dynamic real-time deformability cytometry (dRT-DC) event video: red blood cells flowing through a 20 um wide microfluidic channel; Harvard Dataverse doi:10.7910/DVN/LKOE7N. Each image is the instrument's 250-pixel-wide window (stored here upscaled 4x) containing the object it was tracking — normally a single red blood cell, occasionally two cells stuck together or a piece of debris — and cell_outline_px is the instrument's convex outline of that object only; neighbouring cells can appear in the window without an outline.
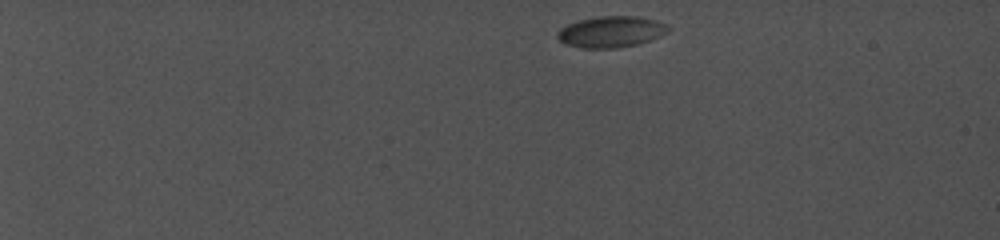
{"species": "common noctule bat (a hibernating species)", "species_latin": "Nyctalus noctula", "temperature_condition": "cold", "stored_images_in_passage": 32, "camera_frame_rate_fps": 5000, "um_per_image_px": 0.085, "animal": {"sex": "female", "body_mass_g": 19.0, "forearm_length_mm": 56.7}, "frame": {"image": 1, "passage_image": 1, "time_ms": 0.0, "image_size_px": [1000, 240], "cell_outline_px": [[672, 28], [668, 32], [660, 36], [640, 44], [616, 48], [580, 48], [564, 44], [556, 36], [556, 32], [560, 28], [568, 24], [580, 20], [596, 16], [640, 16], [656, 20], [668, 24]], "centroid_in_image_um": [51.96, 2.7], "position_along_channel_um": 33.0, "area_um2": 20.52}}
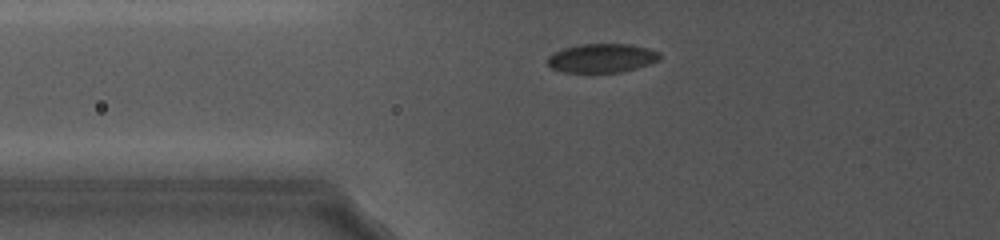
{"frame": {"image": 2, "passage_image": 17, "time_ms": 4.8, "image_size_px": [1000, 240], "cell_outline_px": [[664, 56], [660, 60], [652, 64], [624, 72], [564, 72], [552, 68], [548, 64], [548, 56], [564, 48], [580, 44], [632, 44], [648, 48], [660, 52]], "centroid_in_image_um": [51.26, 4.94], "position_along_channel_um": 74.5, "area_um2": 19.13}}
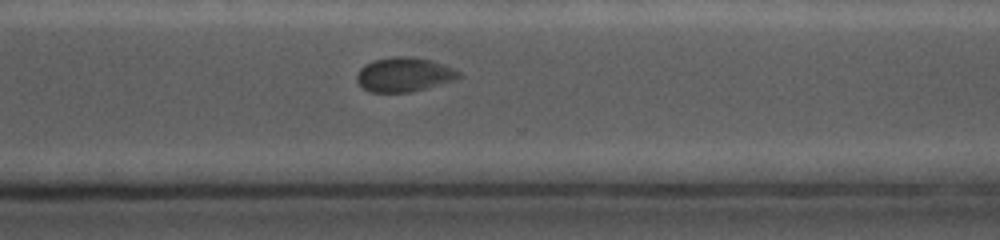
{"frame": {"image": 3, "passage_image": 32, "time_ms": 12.0, "image_size_px": [1000, 240], "cell_outline_px": [[460, 76], [456, 80], [408, 92], [372, 92], [364, 88], [356, 80], [356, 72], [364, 64], [372, 60], [392, 56], [412, 56], [432, 60], [444, 64], [460, 72]], "centroid_in_image_um": [34.32, 6.31], "position_along_channel_um": 336.3, "area_um2": 20.46}}